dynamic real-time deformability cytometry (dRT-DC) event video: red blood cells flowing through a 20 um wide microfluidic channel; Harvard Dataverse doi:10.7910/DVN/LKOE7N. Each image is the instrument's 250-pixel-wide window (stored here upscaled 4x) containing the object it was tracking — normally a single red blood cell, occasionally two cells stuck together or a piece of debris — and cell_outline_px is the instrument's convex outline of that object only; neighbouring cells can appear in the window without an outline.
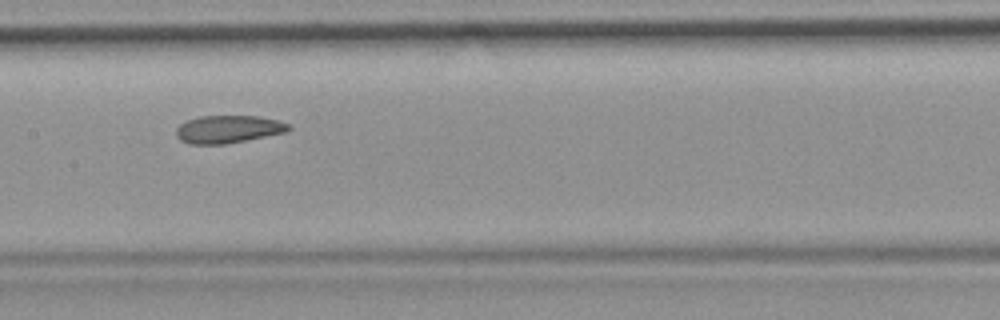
{"species": "common noctule bat (a hibernating species)", "species_latin": "Nyctalus noctula", "temperature_condition": "room temperature", "stored_images_in_passage": 38, "camera_frame_rate_fps": 3000, "um_per_image_px": 0.085, "animal": {"sex": "female", "body_mass_g": 19.9}, "frame": {"image": 1, "passage_image": 12, "time_ms": 3.667, "image_size_px": [1000, 320], "cell_outline_px": [[292, 128], [288, 132], [224, 144], [188, 144], [180, 140], [176, 136], [176, 128], [180, 124], [188, 120], [200, 116], [260, 116], [276, 120], [288, 124]], "centroid_in_image_um": [19.39, 10.98], "position_along_channel_um": 188.0, "area_um2": 18.15}, "authors_computed_cell_mechanics": {"area_um2": 18.785, "velocity_mm_per_s": 3.7837, "shape_relaxation_time_tau1_ms": null, "shape_relaxation_time_tau2_ms": 2.8544, "deformation_change_tau1": null, "deformation_change_tau2": 0.0957}}